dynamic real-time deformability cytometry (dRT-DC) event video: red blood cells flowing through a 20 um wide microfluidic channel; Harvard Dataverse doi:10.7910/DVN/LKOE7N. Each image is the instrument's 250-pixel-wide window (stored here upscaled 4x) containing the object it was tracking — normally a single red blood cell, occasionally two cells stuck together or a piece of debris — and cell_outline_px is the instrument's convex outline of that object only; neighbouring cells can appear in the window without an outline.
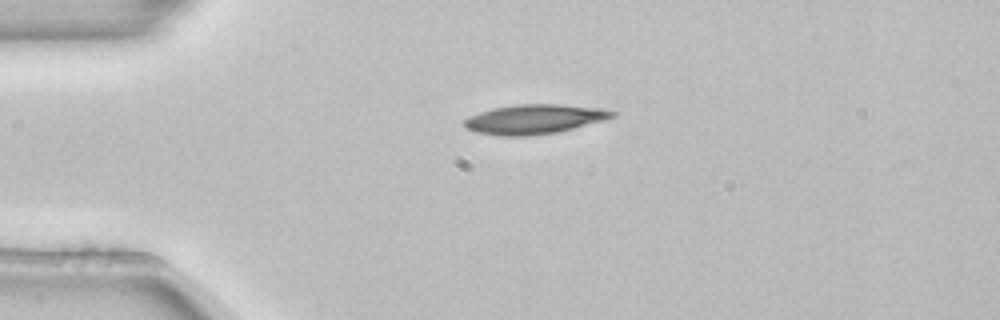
{"species": "common noctule bat (a hibernating species)", "species_latin": "Nyctalus noctula", "temperature_condition": "room temperature", "stored_images_in_passage": 3, "camera_frame_rate_fps": 3000, "um_per_image_px": 0.085, "animal": {"sex": "female", "body_mass_g": 22.7, "forearm_length_mm": 54.2}, "frame": {"image": 1, "passage_image": 1, "time_ms": 0.0, "image_size_px": [1000, 320], "cell_outline_px": [[616, 116], [604, 120], [556, 132], [524, 136], [504, 136], [476, 132], [464, 128], [464, 120], [468, 116], [492, 108], [516, 104], [560, 104], [604, 108], [616, 112]], "centroid_in_image_um": [45.41, 10.11], "position_along_channel_um": 39.6, "area_um2": 25.43}}